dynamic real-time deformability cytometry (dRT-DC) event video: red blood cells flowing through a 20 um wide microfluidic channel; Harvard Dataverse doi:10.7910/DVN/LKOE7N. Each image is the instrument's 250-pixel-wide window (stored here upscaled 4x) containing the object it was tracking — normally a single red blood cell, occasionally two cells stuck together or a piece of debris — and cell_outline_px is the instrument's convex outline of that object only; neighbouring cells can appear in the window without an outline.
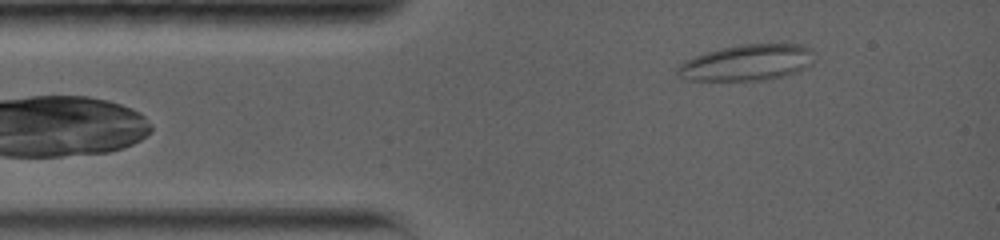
{"species": "common noctule bat (a hibernating species)", "species_latin": "Nyctalus noctula", "temperature_condition": "warm", "stored_images_in_passage": 7, "camera_frame_rate_fps": 5000, "um_per_image_px": 0.085, "animal": {"sex": "female", "body_mass_g": 19.0, "forearm_length_mm": 56.7}, "frame": {"image": 1, "passage_image": 2, "time_ms": 0.8, "image_size_px": [1000, 240], "cell_outline_px": [[816, 52], [812, 64], [796, 72], [784, 76], [768, 80], [680, 80], [676, 76], [676, 68], [680, 64], [696, 56], [720, 48], [740, 44], [800, 44], [812, 48]], "centroid_in_image_um": [63.52, 5.32], "position_along_channel_um": 21.5, "area_um2": 29.07}}
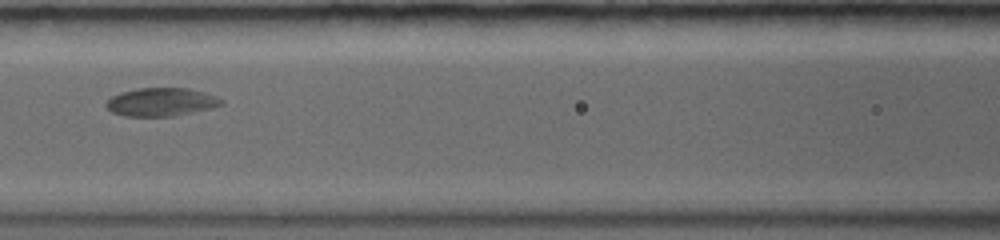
{"frame": {"image": 2, "passage_image": 5, "time_ms": 5.2, "image_size_px": [1000, 240], "cell_outline_px": [[224, 104], [212, 108], [172, 116], [124, 116], [112, 112], [104, 104], [112, 96], [120, 92], [136, 88], [188, 88], [204, 92], [216, 96], [224, 100]], "centroid_in_image_um": [13.7, 8.66], "position_along_channel_um": 152.9, "area_um2": 19.02}}
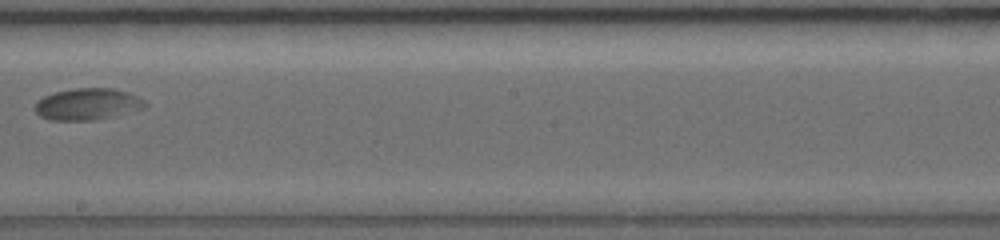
{"frame": {"image": 3, "passage_image": 7, "time_ms": 7.6, "image_size_px": [1000, 240], "cell_outline_px": [[148, 104], [144, 108], [92, 120], [52, 120], [40, 116], [36, 112], [36, 104], [44, 96], [56, 92], [76, 88], [112, 88], [128, 92], [140, 96]], "centroid_in_image_um": [7.48, 8.84], "position_along_channel_um": 240.7, "area_um2": 19.94}}